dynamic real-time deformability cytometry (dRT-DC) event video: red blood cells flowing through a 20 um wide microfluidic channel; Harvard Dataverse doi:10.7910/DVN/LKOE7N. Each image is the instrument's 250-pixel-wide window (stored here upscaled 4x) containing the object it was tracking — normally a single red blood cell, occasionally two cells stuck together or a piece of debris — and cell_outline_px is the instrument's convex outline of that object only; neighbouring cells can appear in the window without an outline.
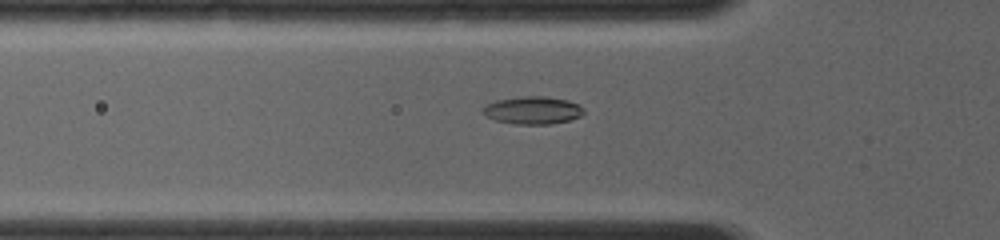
{"species": "common noctule bat (a hibernating species)", "species_latin": "Nyctalus noctula", "temperature_condition": "room temperature", "stored_images_in_passage": 47, "camera_frame_rate_fps": 4000, "um_per_image_px": 0.085, "animal": {"sex": "female", "body_mass_g": 19.0, "forearm_length_mm": 56.7}, "frame": {"image": 1, "passage_image": 13, "time_ms": 3.5, "image_size_px": [1000, 240], "cell_outline_px": [[584, 112], [580, 116], [568, 120], [552, 124], [512, 124], [496, 120], [480, 112], [488, 104], [496, 100], [520, 96], [544, 96], [568, 100], [580, 104], [584, 108]], "centroid_in_image_um": [45.3, 9.37], "position_along_channel_um": 80.5, "area_um2": 16.3}}
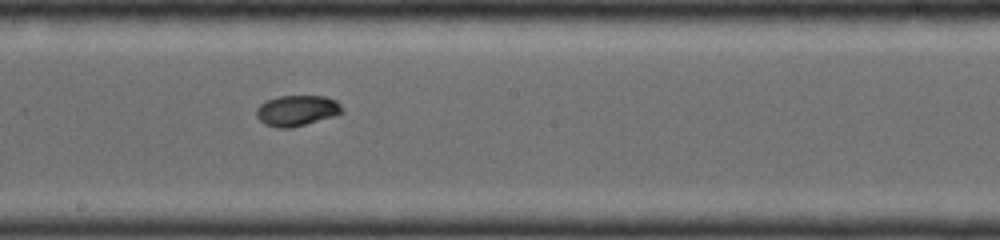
{"frame": {"image": 2, "passage_image": 27, "time_ms": 6.75, "image_size_px": [1000, 240], "cell_outline_px": [[344, 112], [336, 116], [288, 128], [280, 128], [264, 124], [256, 116], [256, 108], [260, 104], [276, 96], [324, 96], [336, 100], [344, 108]], "centroid_in_image_um": [25.25, 9.39], "position_along_channel_um": 222.9, "area_um2": 15.37}}
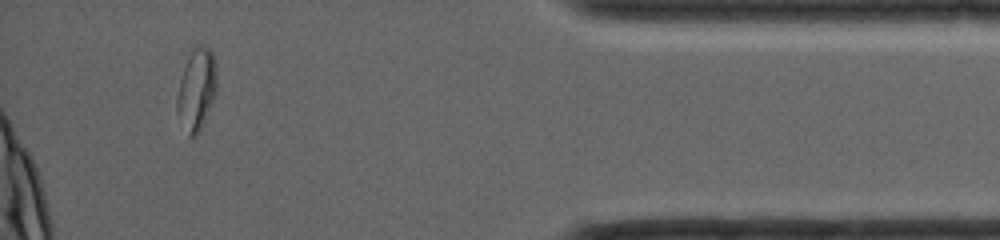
{"frame": {"image": 3, "passage_image": 43, "time_ms": 12.0, "image_size_px": [1000, 240], "cell_outline_px": [[216, 92], [204, 120], [196, 136], [188, 136], [176, 112], [176, 100], [180, 80], [184, 68], [192, 52], [200, 44], [204, 44], [212, 52], [216, 64]], "centroid_in_image_um": [16.7, 7.61], "position_along_channel_um": 418.5, "area_um2": 18.5}}